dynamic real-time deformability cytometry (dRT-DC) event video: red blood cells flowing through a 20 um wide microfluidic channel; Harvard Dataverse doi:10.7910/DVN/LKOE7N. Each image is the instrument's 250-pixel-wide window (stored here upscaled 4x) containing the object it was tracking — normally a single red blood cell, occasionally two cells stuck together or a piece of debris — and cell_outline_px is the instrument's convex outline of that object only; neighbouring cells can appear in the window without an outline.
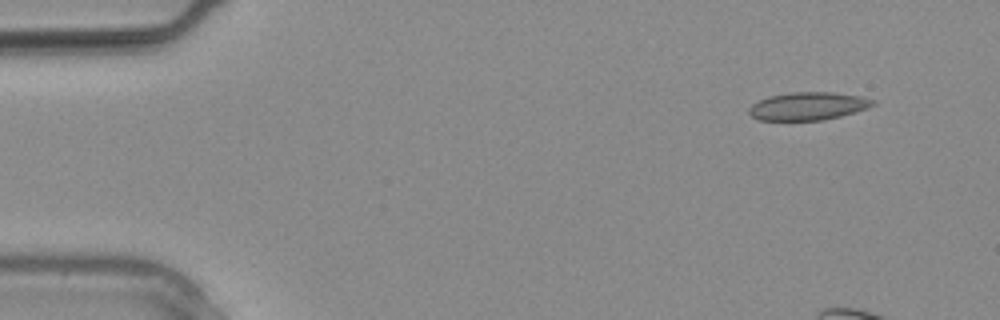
{"species": "common noctule bat (a hibernating species)", "species_latin": "Nyctalus noctula", "temperature_condition": "warm", "stored_images_in_passage": 2, "camera_frame_rate_fps": 3000, "um_per_image_px": 0.085, "animal": {"sex": "male", "body_mass_g": 20.4}, "frame": {"image": 1, "passage_image": 2, "time_ms": 0.333, "image_size_px": [1000, 320], "cell_outline_px": [[876, 104], [868, 108], [840, 116], [824, 120], [760, 120], [752, 116], [748, 112], [748, 108], [752, 104], [768, 96], [792, 92], [832, 92], [860, 96], [876, 100]], "centroid_in_image_um": [68.7, 9.02], "position_along_channel_um": 16.3, "area_um2": 20.17}}